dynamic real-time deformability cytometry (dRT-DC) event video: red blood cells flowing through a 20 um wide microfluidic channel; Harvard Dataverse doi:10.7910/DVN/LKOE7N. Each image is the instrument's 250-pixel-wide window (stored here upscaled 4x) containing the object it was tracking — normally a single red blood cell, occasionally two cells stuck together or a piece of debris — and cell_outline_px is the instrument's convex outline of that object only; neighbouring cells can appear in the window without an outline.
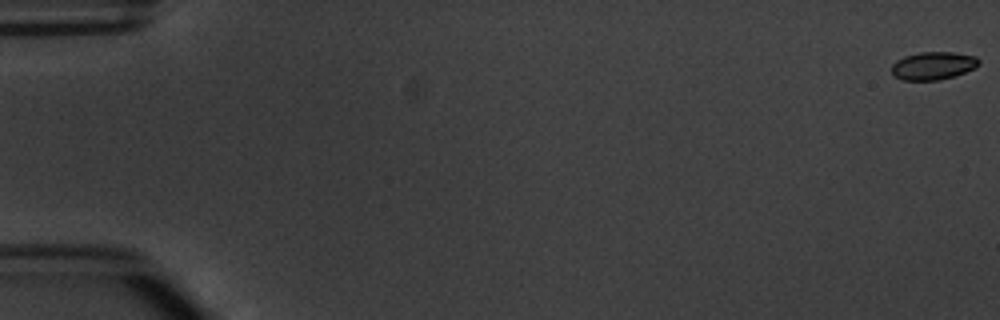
{"species": "common noctule bat (a hibernating species)", "species_latin": "Nyctalus noctula", "temperature_condition": "warm", "stored_images_in_passage": 6, "camera_frame_rate_fps": 3000, "um_per_image_px": 0.085, "animal": {"sex": "male", "body_mass_g": 20.1, "forearm_length_mm": 53.5}, "frame": {"image": 1, "passage_image": 1, "time_ms": 0.0, "image_size_px": [1000, 320], "cell_outline_px": [[980, 64], [976, 68], [952, 76], [936, 80], [904, 80], [892, 76], [892, 64], [896, 60], [904, 56], [920, 52], [952, 52], [976, 56], [980, 60]], "centroid_in_image_um": [79.31, 5.58], "position_along_channel_um": 5.7, "area_um2": 14.22}}
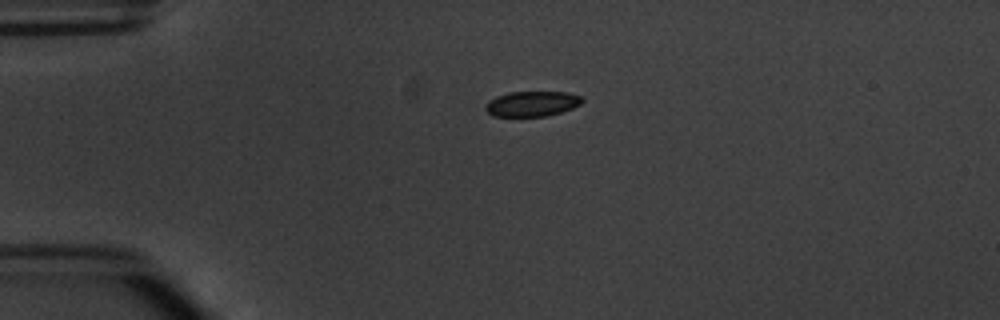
{"frame": {"image": 2, "passage_image": 4, "time_ms": 4.333, "image_size_px": [1000, 320], "cell_outline_px": [[584, 100], [580, 104], [572, 108], [560, 112], [544, 116], [492, 116], [484, 108], [484, 104], [488, 100], [496, 96], [508, 92], [568, 92], [580, 96]], "centroid_in_image_um": [45.18, 8.81], "position_along_channel_um": 39.8, "area_um2": 14.22}}